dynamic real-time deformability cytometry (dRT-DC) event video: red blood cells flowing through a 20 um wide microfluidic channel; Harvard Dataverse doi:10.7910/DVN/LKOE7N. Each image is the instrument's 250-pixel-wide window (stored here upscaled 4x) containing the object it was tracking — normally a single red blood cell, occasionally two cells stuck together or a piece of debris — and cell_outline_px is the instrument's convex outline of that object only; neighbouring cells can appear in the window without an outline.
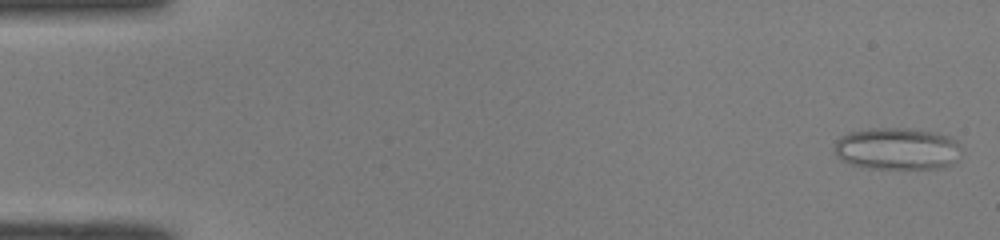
{"species": "common noctule bat (a hibernating species)", "species_latin": "Nyctalus noctula", "temperature_condition": "room temperature", "stored_images_in_passage": 49, "camera_frame_rate_fps": 3000, "um_per_image_px": 0.085, "animal": {"sex": "male", "body_mass_g": 19.0, "forearm_length_mm": 50.8}, "frame": {"image": 1, "passage_image": 1, "time_ms": 0.0, "image_size_px": [1000, 240], "cell_outline_px": [[964, 152], [952, 164], [944, 168], [860, 168], [840, 160], [836, 156], [832, 148], [836, 140], [840, 136], [848, 132], [868, 128], [912, 128], [936, 132], [948, 136], [956, 140]], "centroid_in_image_um": [76.24, 12.64], "position_along_channel_um": 8.8, "area_um2": 31.96}}
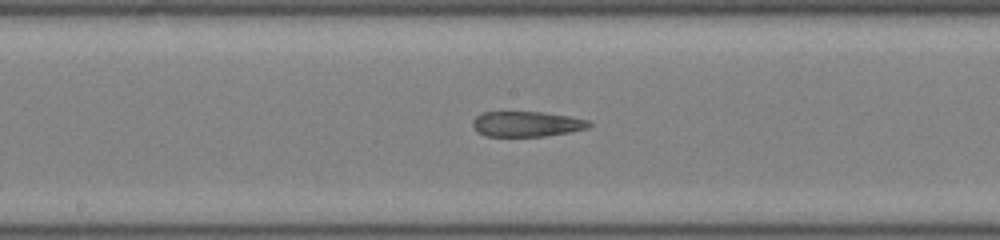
{"frame": {"image": 2, "passage_image": 26, "time_ms": 8.333, "image_size_px": [1000, 240], "cell_outline_px": [[592, 124], [588, 128], [568, 132], [544, 136], [488, 136], [480, 132], [472, 124], [472, 120], [476, 116], [484, 112], [540, 112], [568, 116], [588, 120]], "centroid_in_image_um": [44.78, 10.53], "position_along_channel_um": 203.4, "area_um2": 16.88}}
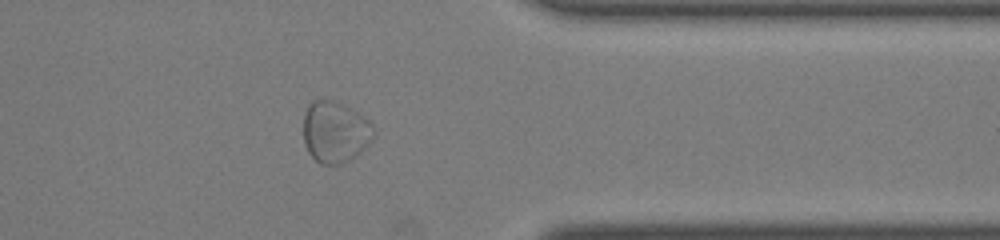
{"frame": {"image": 3, "passage_image": 40, "time_ms": 13.0, "image_size_px": [1000, 240], "cell_outline_px": [[372, 140], [356, 156], [336, 164], [320, 164], [308, 152], [304, 144], [304, 112], [308, 104], [312, 100], [332, 100], [356, 112], [368, 120], [372, 124]], "centroid_in_image_um": [28.44, 11.21], "position_along_channel_um": 383.0, "area_um2": 24.68}, "authors_computed_cell_mechanics": {"area_um2": 23.2356, "velocity_mm_per_s": 4.0542, "shape_relaxation_time_tau1_ms": null, "shape_relaxation_time_tau2_ms": 3.0842, "deformation_change_tau1": null, "deformation_change_tau2": 0.0968}}